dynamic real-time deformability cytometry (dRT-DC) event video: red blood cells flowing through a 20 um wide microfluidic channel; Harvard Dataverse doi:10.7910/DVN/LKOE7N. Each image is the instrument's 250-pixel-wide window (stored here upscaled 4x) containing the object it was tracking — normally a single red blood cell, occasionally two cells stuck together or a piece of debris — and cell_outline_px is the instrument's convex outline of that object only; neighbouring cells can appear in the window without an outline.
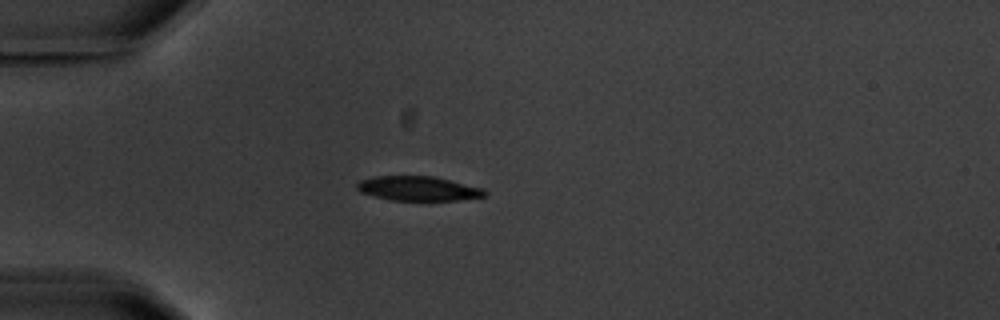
{"species": "common noctule bat (a hibernating species)", "species_latin": "Nyctalus noctula", "temperature_condition": "warm", "stored_images_in_passage": 7, "camera_frame_rate_fps": 3000, "um_per_image_px": 0.085, "animal": {"sex": "male", "body_mass_g": 20.1, "forearm_length_mm": 53.5}, "frame": {"image": 1, "passage_image": 4, "time_ms": 4.0, "image_size_px": [1000, 320], "cell_outline_px": [[488, 196], [456, 200], [392, 200], [360, 192], [356, 188], [356, 184], [360, 180], [376, 176], [432, 176], [484, 188], [488, 192]], "centroid_in_image_um": [35.58, 16.02], "position_along_channel_um": 49.4, "area_um2": 18.15}}
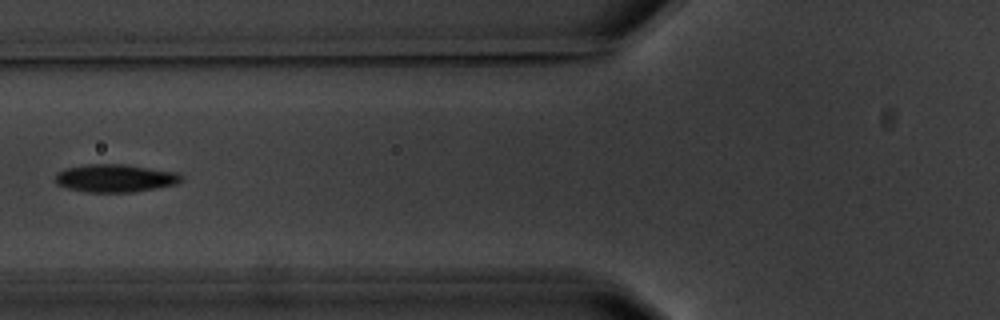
{"frame": {"image": 2, "passage_image": 6, "time_ms": 6.333, "image_size_px": [1000, 320], "cell_outline_px": [[184, 176], [176, 184], [132, 192], [84, 192], [68, 188], [56, 184], [56, 172], [64, 168], [88, 164], [124, 164], [176, 172]], "centroid_in_image_um": [9.75, 15.14], "position_along_channel_um": 116.1, "area_um2": 20.4}}